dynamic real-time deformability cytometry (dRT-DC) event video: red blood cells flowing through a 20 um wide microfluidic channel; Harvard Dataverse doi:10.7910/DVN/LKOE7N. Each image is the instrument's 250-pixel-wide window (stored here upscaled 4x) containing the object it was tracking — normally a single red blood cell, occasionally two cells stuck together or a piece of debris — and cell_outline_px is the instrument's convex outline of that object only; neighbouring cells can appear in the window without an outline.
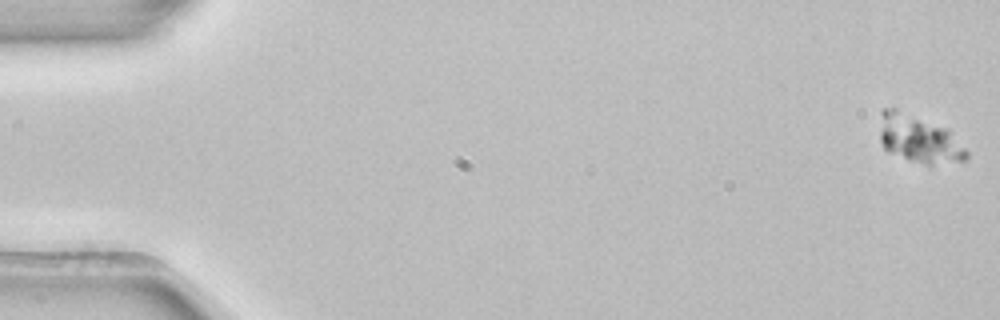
{"species": "common noctule bat (a hibernating species)", "species_latin": "Nyctalus noctula", "temperature_condition": "room temperature", "stored_images_in_passage": 11, "camera_frame_rate_fps": 3000, "um_per_image_px": 0.085, "animal": {"sex": "female", "body_mass_g": 22.7, "forearm_length_mm": 54.2}, "frame": {"image": 1, "passage_image": 1, "time_ms": 0.0, "image_size_px": [1000, 320], "cell_outline_px": [[968, 160], [932, 164], [924, 164], [888, 152], [884, 148], [880, 140], [880, 108], [896, 108], [944, 128], [968, 152]], "centroid_in_image_um": [78.04, 11.8], "position_along_channel_um": 7.0, "area_um2": 23.52}}